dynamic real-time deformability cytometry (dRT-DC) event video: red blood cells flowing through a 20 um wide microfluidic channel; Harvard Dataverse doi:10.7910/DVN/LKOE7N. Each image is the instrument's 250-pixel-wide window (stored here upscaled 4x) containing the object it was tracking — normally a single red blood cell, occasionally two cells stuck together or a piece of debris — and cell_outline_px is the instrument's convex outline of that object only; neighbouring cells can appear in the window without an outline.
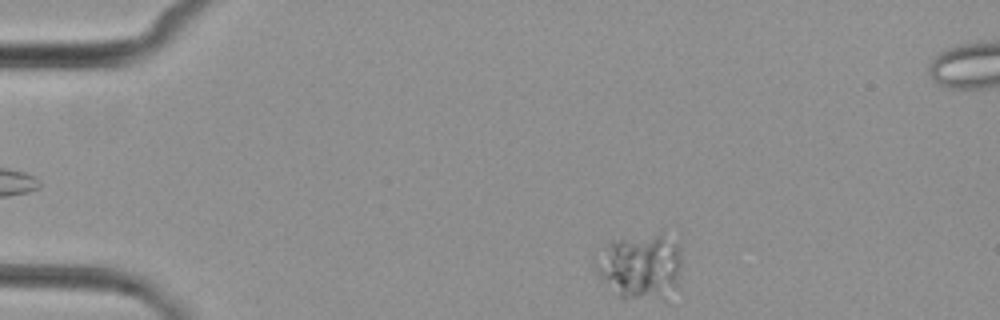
{"species": "common noctule bat (a hibernating species)", "species_latin": "Nyctalus noctula", "temperature_condition": "cold", "stored_images_in_passage": 6, "camera_frame_rate_fps": 3000, "um_per_image_px": 0.085, "animal": {"sex": "female", "body_mass_g": 29.2, "forearm_length_mm": 56.3}, "frame": {"image": 1, "passage_image": 6, "time_ms": 5.667, "image_size_px": [1000, 320], "cell_outline_px": [[680, 268], [676, 288], [664, 300], [624, 300], [596, 272], [592, 264], [592, 260], [604, 244], [612, 240], [656, 232], [660, 232], [680, 244]], "centroid_in_image_um": [54.42, 22.63], "position_along_channel_um": 30.6, "area_um2": 33.87}}